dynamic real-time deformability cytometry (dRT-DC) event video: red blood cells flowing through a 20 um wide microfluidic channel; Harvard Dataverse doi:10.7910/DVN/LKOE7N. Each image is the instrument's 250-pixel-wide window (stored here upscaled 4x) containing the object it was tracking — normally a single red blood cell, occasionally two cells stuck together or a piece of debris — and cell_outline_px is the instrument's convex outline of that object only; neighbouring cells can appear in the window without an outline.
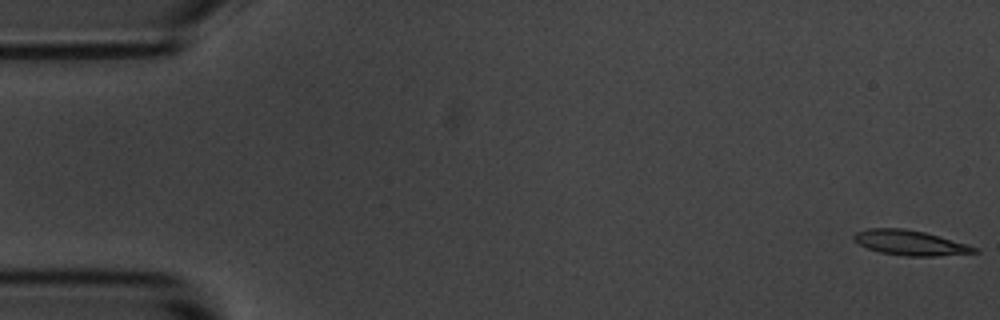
{"species": "common noctule bat (a hibernating species)", "species_latin": "Nyctalus noctula", "temperature_condition": "room temperature", "stored_images_in_passage": 55, "camera_frame_rate_fps": 3000, "um_per_image_px": 0.085, "animal": {"sex": "male", "body_mass_g": 20.1, "forearm_length_mm": 53.5}, "frame": {"image": 1, "passage_image": 1, "time_ms": 0.0, "image_size_px": [1000, 320], "cell_outline_px": [[980, 252], [936, 256], [904, 256], [880, 252], [868, 248], [852, 240], [852, 236], [856, 232], [868, 228], [904, 228], [924, 232], [968, 244], [980, 248]], "centroid_in_image_um": [77.37, 20.63], "position_along_channel_um": 7.6, "area_um2": 17.63}}
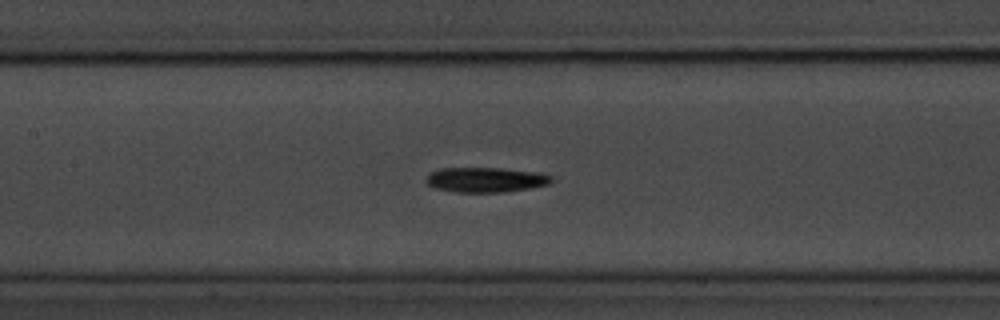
{"frame": {"image": 2, "passage_image": 25, "time_ms": 8.0, "image_size_px": [1000, 320], "cell_outline_px": [[552, 184], [504, 192], [456, 192], [432, 188], [424, 180], [432, 172], [440, 168], [500, 168], [540, 172], [552, 176]], "centroid_in_image_um": [41.29, 15.28], "position_along_channel_um": 166.1, "area_um2": 18.32}}
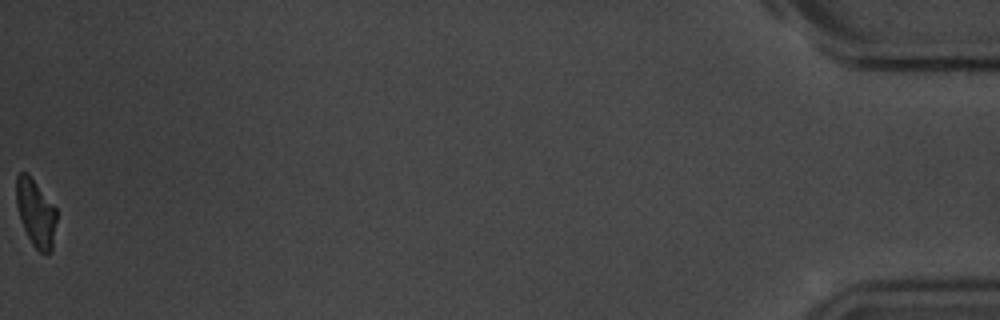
{"frame": {"image": 3, "passage_image": 55, "time_ms": 18.0, "image_size_px": [1000, 320], "cell_outline_px": [[56, 220], [52, 252], [48, 256], [40, 252], [32, 244], [20, 220], [16, 204], [16, 176], [20, 172], [28, 172], [56, 208]], "centroid_in_image_um": [3.04, 18.11], "position_along_channel_um": 432.2, "area_um2": 16.01}, "authors_computed_cell_mechanics": {"area_um2": 17.629, "velocity_mm_per_s": 3.6719, "shape_relaxation_time_tau1_ms": 3.4412, "shape_relaxation_time_tau2_ms": null, "deformation_change_tau1": 0.1632, "deformation_change_tau2": null}}